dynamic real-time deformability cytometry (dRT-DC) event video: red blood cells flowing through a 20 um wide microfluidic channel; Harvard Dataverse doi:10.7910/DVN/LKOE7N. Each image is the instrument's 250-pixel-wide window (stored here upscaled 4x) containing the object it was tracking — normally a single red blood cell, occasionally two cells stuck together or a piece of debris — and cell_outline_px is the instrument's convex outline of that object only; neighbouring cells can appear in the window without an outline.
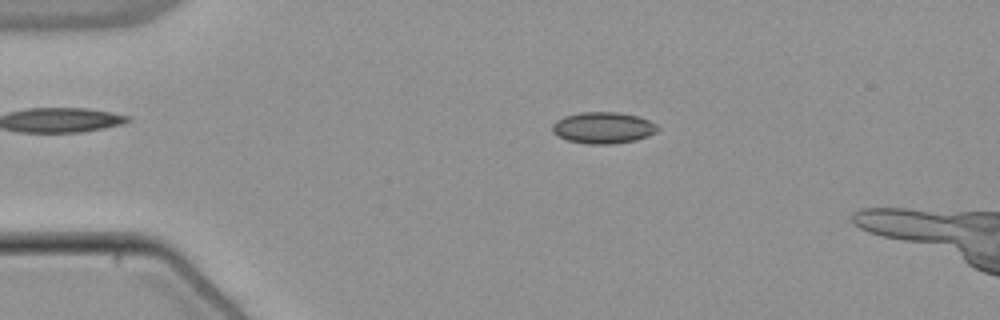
{"species": "common noctule bat (a hibernating species)", "species_latin": "Nyctalus noctula", "temperature_condition": "warm", "stored_images_in_passage": 51, "camera_frame_rate_fps": 3000, "um_per_image_px": 0.085, "animal": {"sex": "male", "body_mass_g": 21.5, "forearm_length_mm": 52.0}, "frame": {"image": 1, "passage_image": 10, "time_ms": 3.0, "image_size_px": [1000, 320], "cell_outline_px": [[660, 128], [656, 132], [648, 136], [636, 140], [612, 144], [588, 144], [568, 140], [552, 132], [552, 124], [556, 120], [564, 116], [580, 112], [616, 112], [640, 116], [656, 124]], "centroid_in_image_um": [51.28, 10.85], "position_along_channel_um": 33.7, "area_um2": 19.36}}
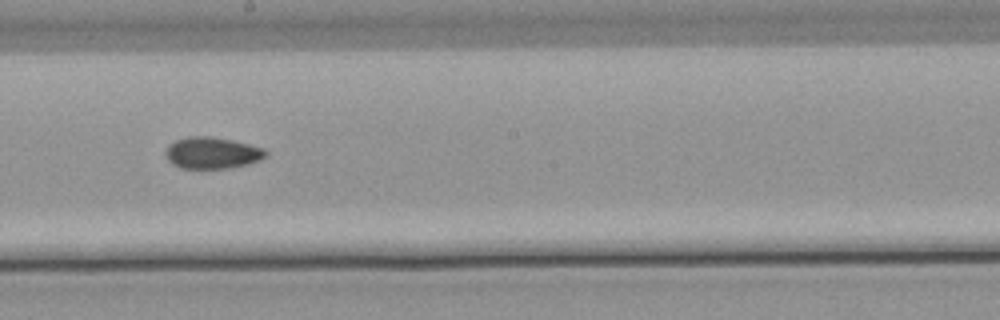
{"frame": {"image": 2, "passage_image": 29, "time_ms": 9.333, "image_size_px": [1000, 320], "cell_outline_px": [[268, 156], [260, 160], [248, 164], [228, 168], [180, 168], [172, 164], [168, 160], [164, 152], [168, 144], [176, 140], [188, 136], [212, 136], [232, 140], [264, 148], [268, 152]], "centroid_in_image_um": [18.03, 12.99], "position_along_channel_um": 230.2, "area_um2": 18.61}}
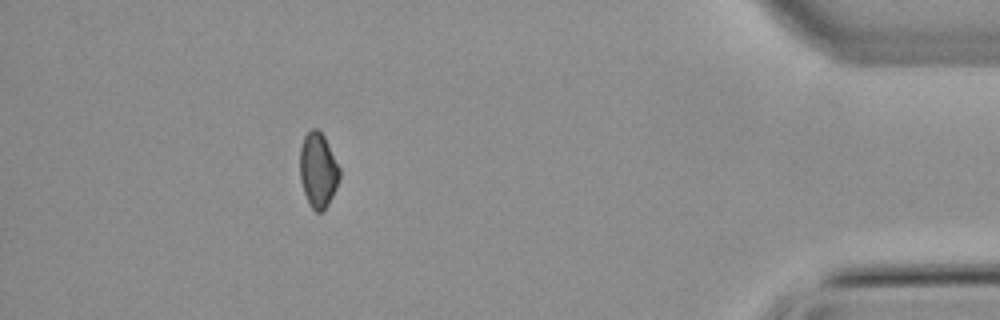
{"frame": {"image": 3, "passage_image": 47, "time_ms": 15.333, "image_size_px": [1000, 320], "cell_outline_px": [[340, 176], [336, 188], [328, 204], [320, 212], [316, 212], [312, 208], [304, 192], [300, 180], [300, 148], [304, 136], [312, 128], [316, 128], [324, 136], [340, 168]], "centroid_in_image_um": [27.03, 14.45], "position_along_channel_um": 408.2, "area_um2": 17.11}}